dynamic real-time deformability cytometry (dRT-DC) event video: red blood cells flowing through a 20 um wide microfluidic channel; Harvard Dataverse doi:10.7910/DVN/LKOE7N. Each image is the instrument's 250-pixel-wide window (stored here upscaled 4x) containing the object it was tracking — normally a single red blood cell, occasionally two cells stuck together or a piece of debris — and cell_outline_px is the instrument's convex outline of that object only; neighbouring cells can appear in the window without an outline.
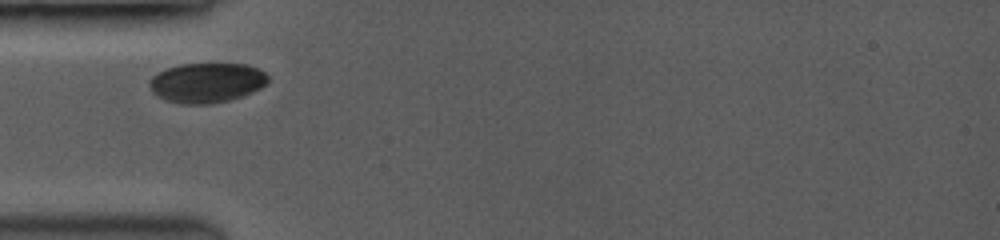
{"species": "common noctule bat (a hibernating species)", "species_latin": "Nyctalus noctula", "temperature_condition": "room temperature", "stored_images_in_passage": 3, "camera_frame_rate_fps": 3500, "um_per_image_px": 0.085, "animal": {"sex": "female", "body_mass_g": 19.0, "forearm_length_mm": 53.3}, "frame": {"image": 1, "passage_image": 1, "time_ms": 0.0, "image_size_px": [1000, 240], "cell_outline_px": [[268, 80], [260, 88], [252, 92], [228, 100], [208, 104], [184, 104], [168, 100], [152, 92], [148, 84], [148, 80], [156, 72], [180, 64], [244, 64], [256, 68], [264, 72], [268, 76]], "centroid_in_image_um": [17.53, 7.02], "position_along_channel_um": 67.5, "area_um2": 27.22}}
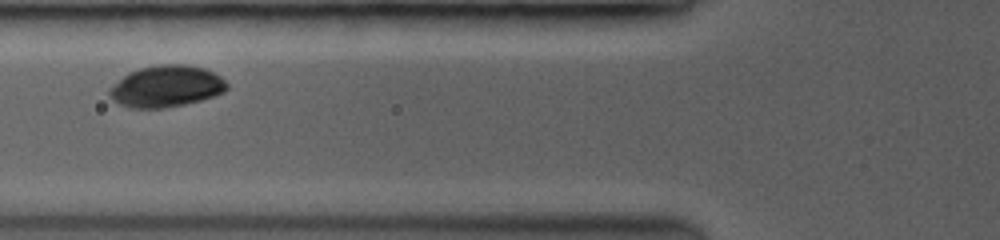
{"frame": {"image": 2, "passage_image": 2, "time_ms": 1.143, "image_size_px": [1000, 240], "cell_outline_px": [[228, 88], [224, 92], [200, 100], [184, 104], [160, 108], [132, 108], [120, 104], [108, 92], [108, 88], [128, 72], [140, 68], [160, 64], [188, 64], [204, 68], [220, 76], [228, 84]], "centroid_in_image_um": [14.14, 7.32], "position_along_channel_um": 111.7, "area_um2": 28.26}}